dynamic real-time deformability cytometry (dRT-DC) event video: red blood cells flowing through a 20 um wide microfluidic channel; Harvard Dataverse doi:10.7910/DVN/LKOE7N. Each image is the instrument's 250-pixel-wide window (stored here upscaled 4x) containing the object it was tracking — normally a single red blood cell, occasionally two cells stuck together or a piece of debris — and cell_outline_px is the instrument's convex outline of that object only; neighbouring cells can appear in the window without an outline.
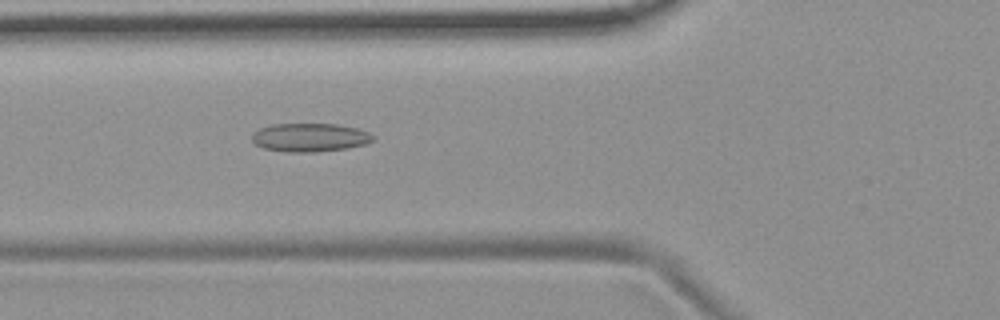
{"species": "common noctule bat (a hibernating species)", "species_latin": "Nyctalus noctula", "temperature_condition": "room temperature", "stored_images_in_passage": 53, "camera_frame_rate_fps": 3000, "um_per_image_px": 0.085, "animal": {"sex": "female", "body_mass_g": 19.9}, "frame": {"image": 1, "passage_image": 19, "time_ms": 6.0, "image_size_px": [1000, 320], "cell_outline_px": [[372, 140], [364, 144], [348, 148], [316, 152], [284, 152], [264, 148], [256, 144], [252, 140], [252, 132], [260, 128], [272, 124], [336, 124], [356, 128], [368, 132], [372, 136]], "centroid_in_image_um": [26.29, 11.68], "position_along_channel_um": 99.5, "area_um2": 20.0}}
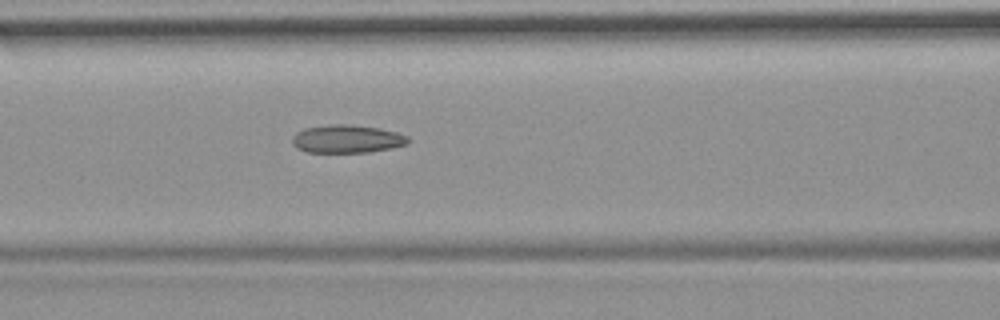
{"frame": {"image": 2, "passage_image": 22, "time_ms": 7.0, "image_size_px": [1000, 320], "cell_outline_px": [[412, 140], [408, 144], [392, 148], [368, 152], [304, 152], [296, 148], [292, 144], [292, 136], [296, 132], [304, 128], [332, 124], [348, 124], [380, 128], [396, 132], [408, 136]], "centroid_in_image_um": [29.5, 11.81], "position_along_channel_um": 137.1, "area_um2": 19.19}}
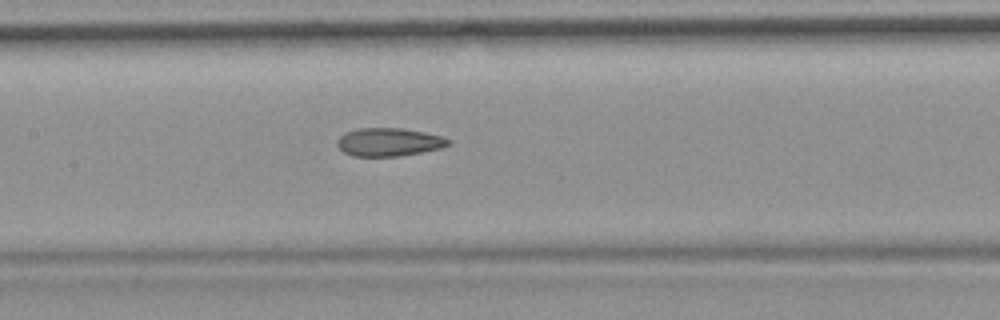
{"frame": {"image": 3, "passage_image": 25, "time_ms": 8.0, "image_size_px": [1000, 320], "cell_outline_px": [[452, 144], [444, 148], [400, 156], [352, 156], [344, 152], [336, 144], [336, 140], [344, 132], [356, 128], [400, 128], [424, 132], [444, 136], [452, 140]], "centroid_in_image_um": [33.09, 12.07], "position_along_channel_um": 174.3, "area_um2": 18.61}, "authors_computed_cell_mechanics": {"area_um2": 19.1896, "velocity_mm_per_s": 3.7319, "shape_relaxation_time_tau1_ms": null, "shape_relaxation_time_tau2_ms": 2.6768, "deformation_change_tau1": null, "deformation_change_tau2": 0.1185}}